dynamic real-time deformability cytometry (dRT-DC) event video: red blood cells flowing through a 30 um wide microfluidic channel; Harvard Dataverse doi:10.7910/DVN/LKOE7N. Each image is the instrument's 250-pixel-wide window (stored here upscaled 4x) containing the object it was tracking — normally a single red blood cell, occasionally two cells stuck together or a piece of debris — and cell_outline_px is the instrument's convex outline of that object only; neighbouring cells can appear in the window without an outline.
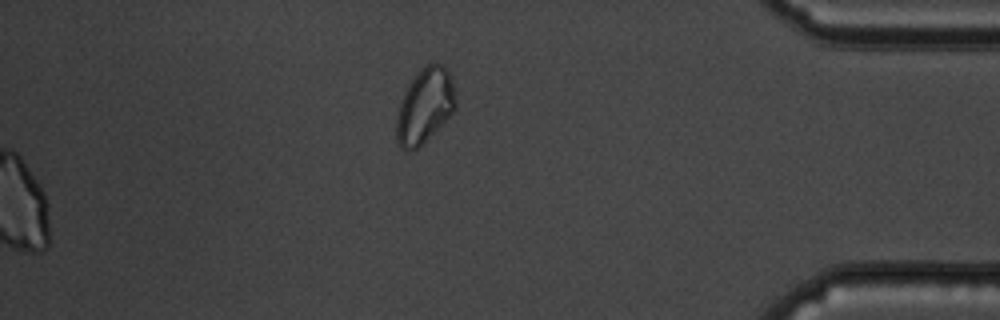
{"species": "common noctule bat (a hibernating species)", "species_latin": "Nyctalus noctula", "temperature_condition": "cold", "stored_images_in_passage": 54, "camera_frame_rate_fps": 3000, "um_per_image_px": 0.085, "animal": {"sex": "male", "body_mass_g": 19.5, "forearm_length_mm": 54.6}, "frame": {"image": 1, "passage_image": 54, "time_ms": 17.667, "image_size_px": [1000, 320], "cell_outline_px": [[456, 108], [412, 152], [404, 152], [400, 148], [396, 140], [396, 120], [400, 104], [412, 80], [432, 60], [444, 64], [448, 68], [452, 76], [456, 100]], "centroid_in_image_um": [36.12, 8.98], "position_along_channel_um": 399.1, "area_um2": 25.37}}